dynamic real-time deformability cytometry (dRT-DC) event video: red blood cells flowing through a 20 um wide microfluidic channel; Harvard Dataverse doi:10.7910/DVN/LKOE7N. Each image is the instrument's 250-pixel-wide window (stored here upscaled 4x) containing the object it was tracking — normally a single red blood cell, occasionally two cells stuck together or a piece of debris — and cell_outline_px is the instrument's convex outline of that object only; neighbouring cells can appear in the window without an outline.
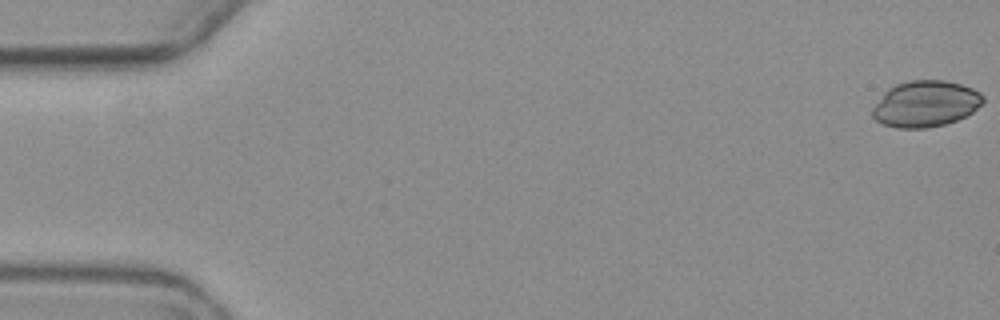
{"species": "common noctule bat (a hibernating species)", "species_latin": "Nyctalus noctula", "temperature_condition": "warm", "stored_images_in_passage": 9, "camera_frame_rate_fps": 3000, "um_per_image_px": 0.085, "animal": {"sex": "female", "body_mass_g": 19.3, "forearm_length_mm": 54.1}, "frame": {"image": 1, "passage_image": 1, "time_ms": 0.0, "image_size_px": [1000, 320], "cell_outline_px": [[984, 100], [972, 112], [956, 120], [944, 124], [928, 128], [896, 128], [884, 124], [876, 120], [872, 116], [872, 108], [884, 92], [888, 88], [896, 84], [908, 80], [944, 80], [960, 84], [972, 88], [980, 92], [984, 96]], "centroid_in_image_um": [78.65, 8.82], "position_along_channel_um": 6.4, "area_um2": 29.71}}